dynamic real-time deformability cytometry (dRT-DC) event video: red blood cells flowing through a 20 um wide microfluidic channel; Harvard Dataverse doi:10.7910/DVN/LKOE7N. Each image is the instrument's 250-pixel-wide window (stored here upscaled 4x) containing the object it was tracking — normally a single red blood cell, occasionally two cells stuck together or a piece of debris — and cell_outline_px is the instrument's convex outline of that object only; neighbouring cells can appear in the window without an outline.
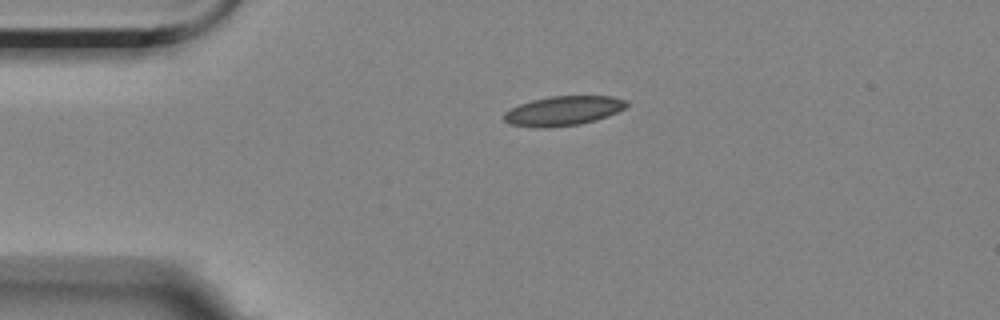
{"species": "Egyptian fruit bat (a non-hibernating species)", "species_latin": "Rousettus aegyptiacus", "temperature_condition": "room temperature", "stored_images_in_passage": 2, "camera_frame_rate_fps": 3000, "um_per_image_px": 0.085, "animal": {"sex": "female"}, "frame": {"image": 1, "passage_image": 2, "time_ms": 1.333, "image_size_px": [1000, 320], "cell_outline_px": [[628, 104], [624, 108], [608, 116], [596, 120], [580, 124], [548, 128], [544, 128], [508, 124], [504, 120], [504, 112], [520, 104], [532, 100], [552, 96], [612, 96], [628, 100]], "centroid_in_image_um": [47.89, 9.42], "position_along_channel_um": 37.1, "area_um2": 21.04}}